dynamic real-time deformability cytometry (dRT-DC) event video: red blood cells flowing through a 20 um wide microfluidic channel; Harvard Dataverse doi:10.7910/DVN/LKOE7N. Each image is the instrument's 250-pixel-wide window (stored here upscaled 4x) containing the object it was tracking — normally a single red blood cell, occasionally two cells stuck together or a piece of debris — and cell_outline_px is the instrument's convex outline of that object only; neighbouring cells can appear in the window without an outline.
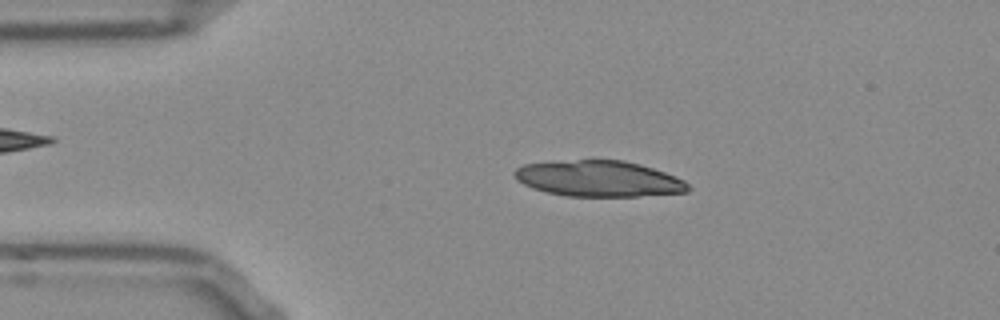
{"species": "Egyptian fruit bat (a non-hibernating species)", "species_latin": "Rousettus aegyptiacus", "temperature_condition": "room temperature", "stored_images_in_passage": 51, "camera_frame_rate_fps": 3000, "um_per_image_px": 0.085, "frame": {"image": 1, "passage_image": 9, "time_ms": 2.667, "image_size_px": [1000, 320], "cell_outline_px": [[692, 188], [688, 192], [636, 196], [564, 196], [532, 188], [516, 180], [512, 172], [516, 168], [524, 164], [576, 160], [624, 160], [640, 164], [664, 172], [684, 180]], "centroid_in_image_um": [50.89, 15.19], "position_along_channel_um": 34.1, "area_um2": 36.3}}